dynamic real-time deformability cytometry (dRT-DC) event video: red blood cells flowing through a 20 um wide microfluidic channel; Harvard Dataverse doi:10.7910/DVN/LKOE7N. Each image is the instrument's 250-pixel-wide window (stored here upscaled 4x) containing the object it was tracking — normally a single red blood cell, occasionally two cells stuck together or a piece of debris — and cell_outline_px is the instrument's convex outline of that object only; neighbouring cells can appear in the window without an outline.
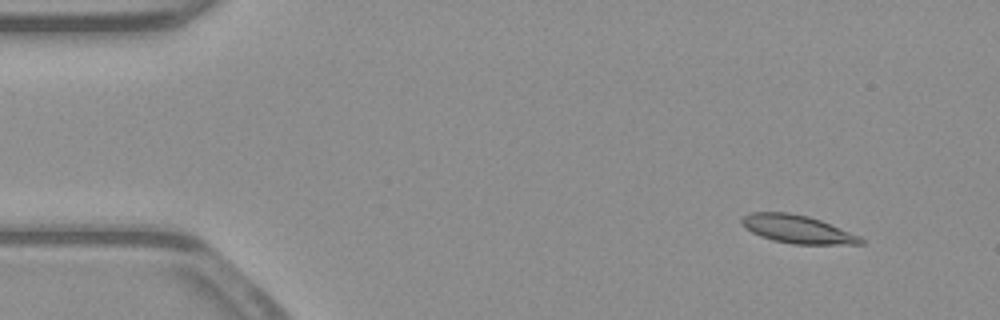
{"species": "common noctule bat (a hibernating species)", "species_latin": "Nyctalus noctula", "temperature_condition": "warm", "stored_images_in_passage": 49, "camera_frame_rate_fps": 3000, "um_per_image_px": 0.085, "animal": {"sex": "male", "body_mass_g": 23.1, "forearm_length_mm": 52.7}, "frame": {"image": 1, "passage_image": 1, "time_ms": 0.0, "image_size_px": [1000, 320], "cell_outline_px": [[864, 244], [792, 244], [772, 240], [760, 236], [752, 232], [740, 220], [744, 216], [752, 212], [788, 212], [808, 216], [820, 220], [860, 236], [864, 240]], "centroid_in_image_um": [67.8, 19.48], "position_along_channel_um": 17.2, "area_um2": 19.25}}
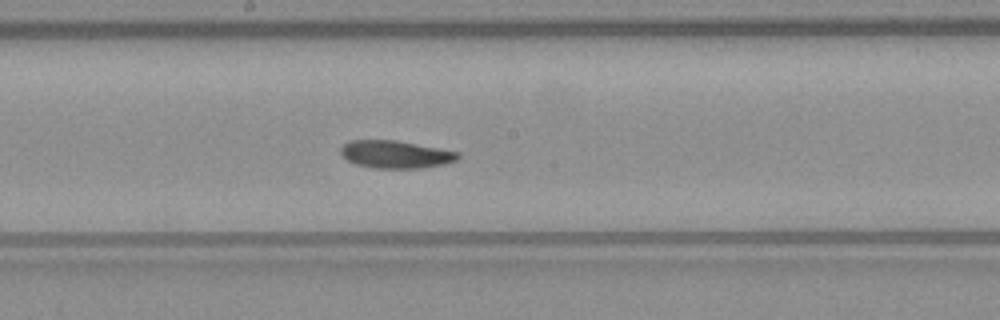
{"frame": {"image": 2, "passage_image": 24, "time_ms": 7.667, "image_size_px": [1000, 320], "cell_outline_px": [[460, 156], [456, 160], [444, 164], [420, 168], [376, 168], [356, 164], [348, 160], [340, 152], [340, 148], [348, 140], [396, 140], [460, 152]], "centroid_in_image_um": [33.62, 13.11], "position_along_channel_um": 214.6, "area_um2": 18.79}}
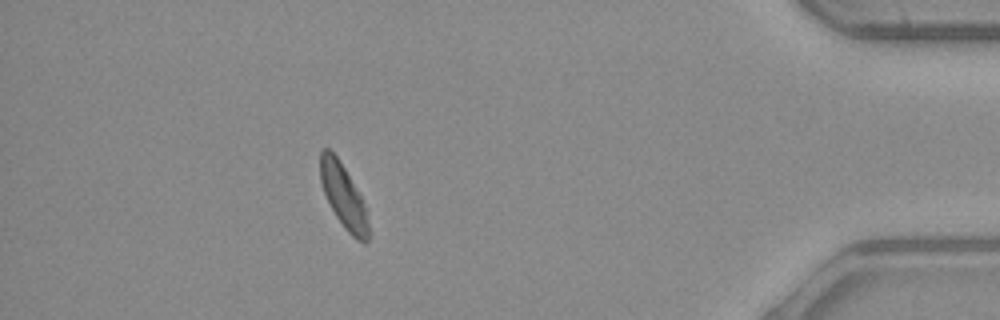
{"frame": {"image": 3, "passage_image": 43, "time_ms": 14.0, "image_size_px": [1000, 320], "cell_outline_px": [[372, 236], [364, 244], [356, 240], [344, 228], [336, 216], [324, 192], [320, 180], [320, 152], [324, 148], [328, 148], [336, 156], [344, 168], [360, 196], [364, 204]], "centroid_in_image_um": [29.22, 16.75], "position_along_channel_um": 406.0, "area_um2": 17.74}}